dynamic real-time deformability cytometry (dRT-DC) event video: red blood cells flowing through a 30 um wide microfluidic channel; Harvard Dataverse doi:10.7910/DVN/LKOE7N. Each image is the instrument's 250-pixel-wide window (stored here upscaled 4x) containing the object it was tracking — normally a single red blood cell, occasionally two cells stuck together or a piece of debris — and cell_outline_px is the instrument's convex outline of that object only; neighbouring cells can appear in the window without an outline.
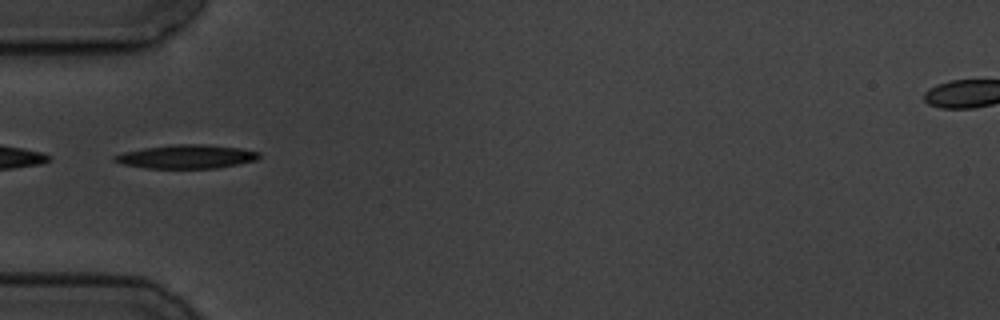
{"species": "common noctule bat (a hibernating species)", "species_latin": "Nyctalus noctula", "temperature_condition": "cold", "stored_images_in_passage": 10, "camera_frame_rate_fps": 3000, "um_per_image_px": 0.085, "animal": {"sex": "male", "body_mass_g": 19.5, "forearm_length_mm": 54.6}, "frame": {"image": 1, "passage_image": 5, "time_ms": 5.333, "image_size_px": [1000, 320], "cell_outline_px": [[260, 156], [256, 160], [216, 168], [148, 168], [124, 164], [112, 160], [112, 156], [124, 152], [144, 148], [176, 144], [208, 144], [240, 148], [260, 152]], "centroid_in_image_um": [15.86, 13.3], "position_along_channel_um": 69.1, "area_um2": 19.83}}
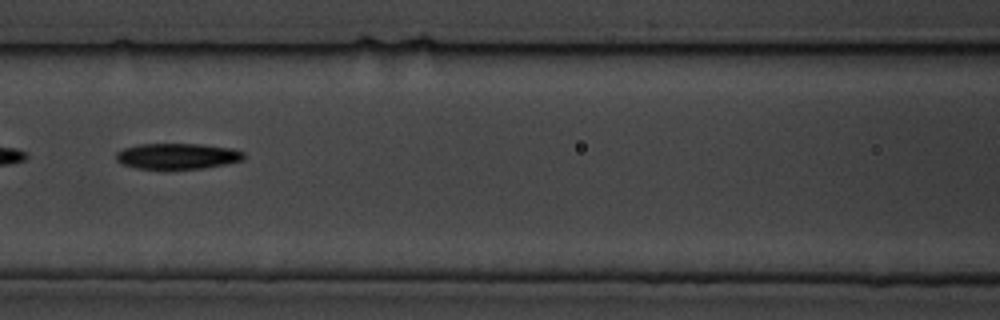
{"frame": {"image": 2, "passage_image": 7, "time_ms": 7.667, "image_size_px": [1000, 320], "cell_outline_px": [[244, 160], [204, 168], [136, 168], [124, 164], [116, 160], [116, 152], [124, 148], [140, 144], [204, 144], [232, 148], [244, 152]], "centroid_in_image_um": [15.1, 13.25], "position_along_channel_um": 151.5, "area_um2": 19.02}}
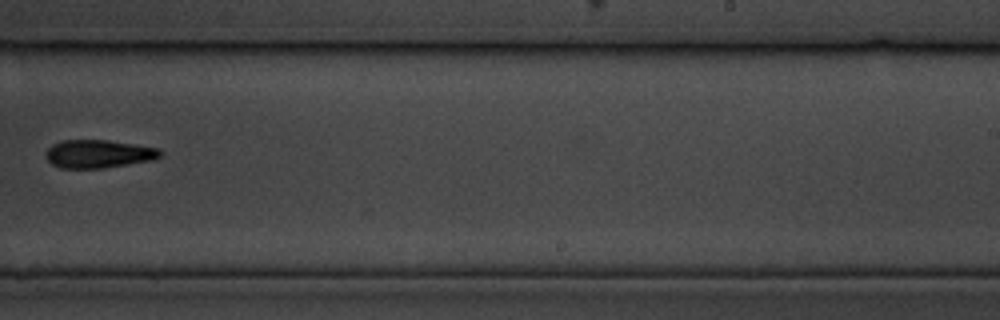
{"frame": {"image": 3, "passage_image": 10, "time_ms": 11.333, "image_size_px": [1000, 320], "cell_outline_px": [[164, 152], [160, 156], [152, 160], [104, 168], [60, 168], [52, 164], [44, 156], [44, 152], [52, 144], [60, 140], [108, 140], [160, 148]], "centroid_in_image_um": [8.35, 13.07], "position_along_channel_um": 280.6, "area_um2": 18.96}}